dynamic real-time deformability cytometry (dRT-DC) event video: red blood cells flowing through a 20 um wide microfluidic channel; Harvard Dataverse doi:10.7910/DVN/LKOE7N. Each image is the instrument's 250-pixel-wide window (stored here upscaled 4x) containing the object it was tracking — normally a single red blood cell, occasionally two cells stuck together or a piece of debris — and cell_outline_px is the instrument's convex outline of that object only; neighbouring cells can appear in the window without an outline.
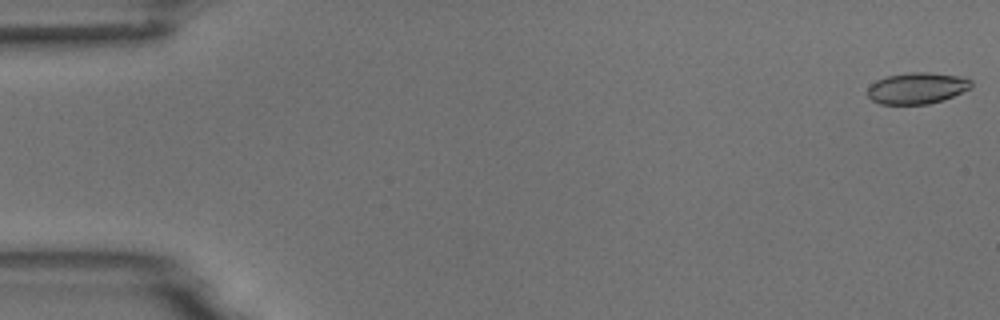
{"species": "common noctule bat (a hibernating species)", "species_latin": "Nyctalus noctula", "temperature_condition": "room temperature", "stored_images_in_passage": 55, "camera_frame_rate_fps": 3000, "um_per_image_px": 0.085, "animal": {"sex": "male", "body_mass_g": 18.8}, "frame": {"image": 1, "passage_image": 1, "time_ms": 0.0, "image_size_px": [1000, 320], "cell_outline_px": [[972, 88], [952, 96], [928, 104], [880, 104], [872, 100], [868, 96], [868, 88], [876, 80], [888, 76], [908, 72], [928, 72], [956, 76], [972, 80]], "centroid_in_image_um": [77.94, 7.49], "position_along_channel_um": 7.1, "area_um2": 18.73}}
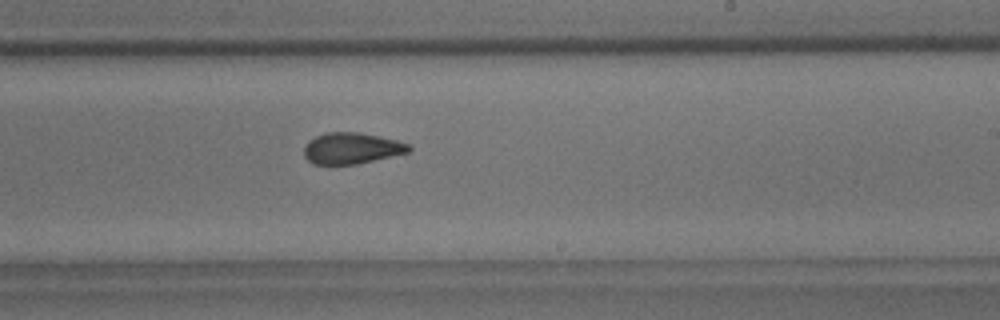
{"frame": {"image": 2, "passage_image": 33, "time_ms": 10.667, "image_size_px": [1000, 320], "cell_outline_px": [[412, 148], [408, 152], [356, 164], [312, 164], [304, 156], [304, 144], [308, 140], [316, 136], [328, 132], [360, 132], [396, 140], [408, 144]], "centroid_in_image_um": [29.84, 12.6], "position_along_channel_um": 259.2, "area_um2": 18.96}}
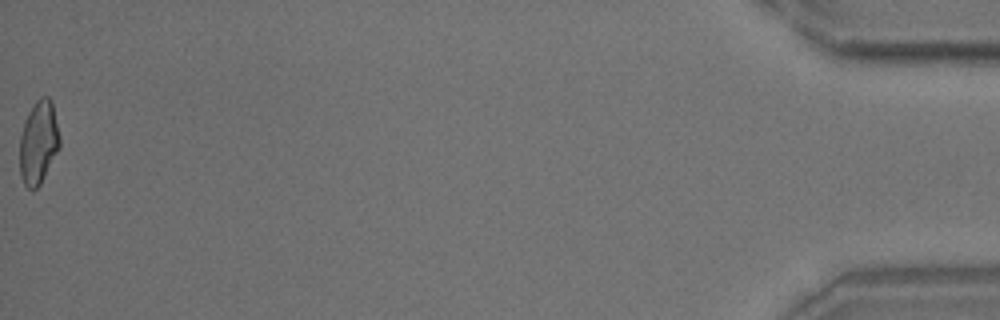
{"frame": {"image": 3, "passage_image": 55, "time_ms": 18.0, "image_size_px": [1000, 320], "cell_outline_px": [[60, 148], [40, 184], [32, 192], [24, 184], [20, 176], [20, 136], [24, 120], [28, 112], [36, 100], [40, 96], [48, 96], [52, 100], [60, 136]], "centroid_in_image_um": [3.28, 12.09], "position_along_channel_um": 431.9, "area_um2": 19.71}, "authors_computed_cell_mechanics": {"area_um2": 19.5364, "velocity_mm_per_s": 3.6983, "shape_relaxation_time_tau1_ms": 8.7351, "shape_relaxation_time_tau2_ms": 2.2578, "deformation_change_tau1": 0.1947, "deformation_change_tau2": 0.0814}}